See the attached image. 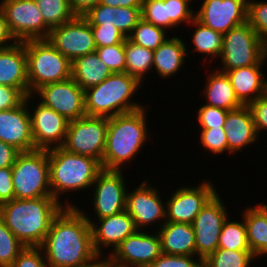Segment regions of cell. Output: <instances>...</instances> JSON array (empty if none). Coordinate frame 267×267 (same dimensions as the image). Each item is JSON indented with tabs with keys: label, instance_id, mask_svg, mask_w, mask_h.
<instances>
[{
	"label": "cell",
	"instance_id": "obj_1",
	"mask_svg": "<svg viewBox=\"0 0 267 267\" xmlns=\"http://www.w3.org/2000/svg\"><path fill=\"white\" fill-rule=\"evenodd\" d=\"M40 247L48 267H84L101 258L92 245L90 223L77 207L61 210Z\"/></svg>",
	"mask_w": 267,
	"mask_h": 267
},
{
	"label": "cell",
	"instance_id": "obj_2",
	"mask_svg": "<svg viewBox=\"0 0 267 267\" xmlns=\"http://www.w3.org/2000/svg\"><path fill=\"white\" fill-rule=\"evenodd\" d=\"M63 203L52 196L12 199L0 205V218L25 247H40L61 210L77 207L68 201Z\"/></svg>",
	"mask_w": 267,
	"mask_h": 267
},
{
	"label": "cell",
	"instance_id": "obj_3",
	"mask_svg": "<svg viewBox=\"0 0 267 267\" xmlns=\"http://www.w3.org/2000/svg\"><path fill=\"white\" fill-rule=\"evenodd\" d=\"M146 114L143 107L130 113L108 117L102 169L122 170L124 163L135 159L149 136Z\"/></svg>",
	"mask_w": 267,
	"mask_h": 267
},
{
	"label": "cell",
	"instance_id": "obj_4",
	"mask_svg": "<svg viewBox=\"0 0 267 267\" xmlns=\"http://www.w3.org/2000/svg\"><path fill=\"white\" fill-rule=\"evenodd\" d=\"M50 190L60 201L61 193L92 188L101 163L86 155L70 153L62 147L48 150Z\"/></svg>",
	"mask_w": 267,
	"mask_h": 267
},
{
	"label": "cell",
	"instance_id": "obj_5",
	"mask_svg": "<svg viewBox=\"0 0 267 267\" xmlns=\"http://www.w3.org/2000/svg\"><path fill=\"white\" fill-rule=\"evenodd\" d=\"M141 85L126 72L112 73L97 86L84 90L86 116L112 117L145 107L132 101Z\"/></svg>",
	"mask_w": 267,
	"mask_h": 267
},
{
	"label": "cell",
	"instance_id": "obj_6",
	"mask_svg": "<svg viewBox=\"0 0 267 267\" xmlns=\"http://www.w3.org/2000/svg\"><path fill=\"white\" fill-rule=\"evenodd\" d=\"M29 95L41 86L71 78L72 62L47 39L25 41Z\"/></svg>",
	"mask_w": 267,
	"mask_h": 267
},
{
	"label": "cell",
	"instance_id": "obj_7",
	"mask_svg": "<svg viewBox=\"0 0 267 267\" xmlns=\"http://www.w3.org/2000/svg\"><path fill=\"white\" fill-rule=\"evenodd\" d=\"M12 183L15 199L52 196L48 150L20 152L12 166Z\"/></svg>",
	"mask_w": 267,
	"mask_h": 267
},
{
	"label": "cell",
	"instance_id": "obj_8",
	"mask_svg": "<svg viewBox=\"0 0 267 267\" xmlns=\"http://www.w3.org/2000/svg\"><path fill=\"white\" fill-rule=\"evenodd\" d=\"M219 71L250 65H263L267 60V43L246 22L223 34Z\"/></svg>",
	"mask_w": 267,
	"mask_h": 267
},
{
	"label": "cell",
	"instance_id": "obj_9",
	"mask_svg": "<svg viewBox=\"0 0 267 267\" xmlns=\"http://www.w3.org/2000/svg\"><path fill=\"white\" fill-rule=\"evenodd\" d=\"M107 128L108 117L84 116L71 120L62 148L70 153L90 156L102 163Z\"/></svg>",
	"mask_w": 267,
	"mask_h": 267
},
{
	"label": "cell",
	"instance_id": "obj_10",
	"mask_svg": "<svg viewBox=\"0 0 267 267\" xmlns=\"http://www.w3.org/2000/svg\"><path fill=\"white\" fill-rule=\"evenodd\" d=\"M0 8L17 42L47 39L51 29L44 23L35 0H1Z\"/></svg>",
	"mask_w": 267,
	"mask_h": 267
},
{
	"label": "cell",
	"instance_id": "obj_11",
	"mask_svg": "<svg viewBox=\"0 0 267 267\" xmlns=\"http://www.w3.org/2000/svg\"><path fill=\"white\" fill-rule=\"evenodd\" d=\"M223 200L217 192L195 217L192 226L195 234L196 257L204 261L218 249L219 236L229 217Z\"/></svg>",
	"mask_w": 267,
	"mask_h": 267
},
{
	"label": "cell",
	"instance_id": "obj_12",
	"mask_svg": "<svg viewBox=\"0 0 267 267\" xmlns=\"http://www.w3.org/2000/svg\"><path fill=\"white\" fill-rule=\"evenodd\" d=\"M158 232L137 230L123 240L105 260L115 267H149L160 255Z\"/></svg>",
	"mask_w": 267,
	"mask_h": 267
},
{
	"label": "cell",
	"instance_id": "obj_13",
	"mask_svg": "<svg viewBox=\"0 0 267 267\" xmlns=\"http://www.w3.org/2000/svg\"><path fill=\"white\" fill-rule=\"evenodd\" d=\"M47 41L71 62L97 48L91 25L83 16L52 28Z\"/></svg>",
	"mask_w": 267,
	"mask_h": 267
},
{
	"label": "cell",
	"instance_id": "obj_14",
	"mask_svg": "<svg viewBox=\"0 0 267 267\" xmlns=\"http://www.w3.org/2000/svg\"><path fill=\"white\" fill-rule=\"evenodd\" d=\"M40 103L63 115L69 121L86 116L84 90L72 79L49 83L34 92Z\"/></svg>",
	"mask_w": 267,
	"mask_h": 267
},
{
	"label": "cell",
	"instance_id": "obj_15",
	"mask_svg": "<svg viewBox=\"0 0 267 267\" xmlns=\"http://www.w3.org/2000/svg\"><path fill=\"white\" fill-rule=\"evenodd\" d=\"M122 170L102 169L92 186L95 187L93 207L99 219L112 216L126 209L127 187Z\"/></svg>",
	"mask_w": 267,
	"mask_h": 267
},
{
	"label": "cell",
	"instance_id": "obj_16",
	"mask_svg": "<svg viewBox=\"0 0 267 267\" xmlns=\"http://www.w3.org/2000/svg\"><path fill=\"white\" fill-rule=\"evenodd\" d=\"M173 193L165 202L166 222L192 224L204 205L217 191L212 182L204 180L197 187L182 186Z\"/></svg>",
	"mask_w": 267,
	"mask_h": 267
},
{
	"label": "cell",
	"instance_id": "obj_17",
	"mask_svg": "<svg viewBox=\"0 0 267 267\" xmlns=\"http://www.w3.org/2000/svg\"><path fill=\"white\" fill-rule=\"evenodd\" d=\"M248 0H203L195 19L222 34L247 22Z\"/></svg>",
	"mask_w": 267,
	"mask_h": 267
},
{
	"label": "cell",
	"instance_id": "obj_18",
	"mask_svg": "<svg viewBox=\"0 0 267 267\" xmlns=\"http://www.w3.org/2000/svg\"><path fill=\"white\" fill-rule=\"evenodd\" d=\"M155 188L145 180L137 189L129 193L127 191L125 210L138 230L152 225L153 222H166V204L161 200L158 188Z\"/></svg>",
	"mask_w": 267,
	"mask_h": 267
},
{
	"label": "cell",
	"instance_id": "obj_19",
	"mask_svg": "<svg viewBox=\"0 0 267 267\" xmlns=\"http://www.w3.org/2000/svg\"><path fill=\"white\" fill-rule=\"evenodd\" d=\"M31 98L34 99L33 95H28L16 108L0 110V141L14 146L20 152L35 150L28 107Z\"/></svg>",
	"mask_w": 267,
	"mask_h": 267
},
{
	"label": "cell",
	"instance_id": "obj_20",
	"mask_svg": "<svg viewBox=\"0 0 267 267\" xmlns=\"http://www.w3.org/2000/svg\"><path fill=\"white\" fill-rule=\"evenodd\" d=\"M33 110L30 117L35 150L62 147L69 120L40 102Z\"/></svg>",
	"mask_w": 267,
	"mask_h": 267
},
{
	"label": "cell",
	"instance_id": "obj_21",
	"mask_svg": "<svg viewBox=\"0 0 267 267\" xmlns=\"http://www.w3.org/2000/svg\"><path fill=\"white\" fill-rule=\"evenodd\" d=\"M86 219L90 223L92 245L95 253L101 258L103 253L101 251L103 247L111 246L112 250L125 240L128 236L134 234L138 229L135 226V222L126 210L108 216L102 219H97L99 225H96L94 220L92 221L85 212L81 211ZM99 226V227H98Z\"/></svg>",
	"mask_w": 267,
	"mask_h": 267
},
{
	"label": "cell",
	"instance_id": "obj_22",
	"mask_svg": "<svg viewBox=\"0 0 267 267\" xmlns=\"http://www.w3.org/2000/svg\"><path fill=\"white\" fill-rule=\"evenodd\" d=\"M0 85L19 89L29 95L25 41L0 48Z\"/></svg>",
	"mask_w": 267,
	"mask_h": 267
},
{
	"label": "cell",
	"instance_id": "obj_23",
	"mask_svg": "<svg viewBox=\"0 0 267 267\" xmlns=\"http://www.w3.org/2000/svg\"><path fill=\"white\" fill-rule=\"evenodd\" d=\"M224 129L229 154L240 152L241 149L255 143L259 138L247 105L228 111Z\"/></svg>",
	"mask_w": 267,
	"mask_h": 267
},
{
	"label": "cell",
	"instance_id": "obj_24",
	"mask_svg": "<svg viewBox=\"0 0 267 267\" xmlns=\"http://www.w3.org/2000/svg\"><path fill=\"white\" fill-rule=\"evenodd\" d=\"M261 67L263 66L250 65L222 71L228 76L236 97L243 105H248L267 93V79Z\"/></svg>",
	"mask_w": 267,
	"mask_h": 267
},
{
	"label": "cell",
	"instance_id": "obj_25",
	"mask_svg": "<svg viewBox=\"0 0 267 267\" xmlns=\"http://www.w3.org/2000/svg\"><path fill=\"white\" fill-rule=\"evenodd\" d=\"M159 225L160 228L157 232L163 254L196 256L195 234L192 224L162 222Z\"/></svg>",
	"mask_w": 267,
	"mask_h": 267
},
{
	"label": "cell",
	"instance_id": "obj_26",
	"mask_svg": "<svg viewBox=\"0 0 267 267\" xmlns=\"http://www.w3.org/2000/svg\"><path fill=\"white\" fill-rule=\"evenodd\" d=\"M187 46L180 37H171L154 50L153 68L163 79L169 78L183 67Z\"/></svg>",
	"mask_w": 267,
	"mask_h": 267
},
{
	"label": "cell",
	"instance_id": "obj_27",
	"mask_svg": "<svg viewBox=\"0 0 267 267\" xmlns=\"http://www.w3.org/2000/svg\"><path fill=\"white\" fill-rule=\"evenodd\" d=\"M206 86L203 89L204 96L207 98L206 105L223 108L231 111L243 106L238 100L230 80L225 72L216 69L207 75Z\"/></svg>",
	"mask_w": 267,
	"mask_h": 267
},
{
	"label": "cell",
	"instance_id": "obj_28",
	"mask_svg": "<svg viewBox=\"0 0 267 267\" xmlns=\"http://www.w3.org/2000/svg\"><path fill=\"white\" fill-rule=\"evenodd\" d=\"M243 220L246 225L247 242L255 257L267 255V205L258 204L245 209Z\"/></svg>",
	"mask_w": 267,
	"mask_h": 267
},
{
	"label": "cell",
	"instance_id": "obj_29",
	"mask_svg": "<svg viewBox=\"0 0 267 267\" xmlns=\"http://www.w3.org/2000/svg\"><path fill=\"white\" fill-rule=\"evenodd\" d=\"M111 74L96 52L78 57L72 62L71 78L83 90L97 86Z\"/></svg>",
	"mask_w": 267,
	"mask_h": 267
},
{
	"label": "cell",
	"instance_id": "obj_30",
	"mask_svg": "<svg viewBox=\"0 0 267 267\" xmlns=\"http://www.w3.org/2000/svg\"><path fill=\"white\" fill-rule=\"evenodd\" d=\"M126 73L143 83L144 76L153 68L154 51L125 40Z\"/></svg>",
	"mask_w": 267,
	"mask_h": 267
},
{
	"label": "cell",
	"instance_id": "obj_31",
	"mask_svg": "<svg viewBox=\"0 0 267 267\" xmlns=\"http://www.w3.org/2000/svg\"><path fill=\"white\" fill-rule=\"evenodd\" d=\"M190 25L197 26L192 36L195 54L199 52L201 54L203 53V56L208 55L209 58L212 56V60L213 57H220L223 45V34L204 26L195 18L191 21Z\"/></svg>",
	"mask_w": 267,
	"mask_h": 267
},
{
	"label": "cell",
	"instance_id": "obj_32",
	"mask_svg": "<svg viewBox=\"0 0 267 267\" xmlns=\"http://www.w3.org/2000/svg\"><path fill=\"white\" fill-rule=\"evenodd\" d=\"M41 11L44 23L50 28L60 26L73 20L76 14L72 11L69 0H35Z\"/></svg>",
	"mask_w": 267,
	"mask_h": 267
},
{
	"label": "cell",
	"instance_id": "obj_33",
	"mask_svg": "<svg viewBox=\"0 0 267 267\" xmlns=\"http://www.w3.org/2000/svg\"><path fill=\"white\" fill-rule=\"evenodd\" d=\"M218 249L231 251H251L247 242L246 225L239 220L230 221L229 217L222 226Z\"/></svg>",
	"mask_w": 267,
	"mask_h": 267
},
{
	"label": "cell",
	"instance_id": "obj_34",
	"mask_svg": "<svg viewBox=\"0 0 267 267\" xmlns=\"http://www.w3.org/2000/svg\"><path fill=\"white\" fill-rule=\"evenodd\" d=\"M127 39L154 51L166 41L168 37L166 36L165 29L155 26L141 18Z\"/></svg>",
	"mask_w": 267,
	"mask_h": 267
},
{
	"label": "cell",
	"instance_id": "obj_35",
	"mask_svg": "<svg viewBox=\"0 0 267 267\" xmlns=\"http://www.w3.org/2000/svg\"><path fill=\"white\" fill-rule=\"evenodd\" d=\"M254 258L251 251L217 249L203 261V267H249Z\"/></svg>",
	"mask_w": 267,
	"mask_h": 267
},
{
	"label": "cell",
	"instance_id": "obj_36",
	"mask_svg": "<svg viewBox=\"0 0 267 267\" xmlns=\"http://www.w3.org/2000/svg\"><path fill=\"white\" fill-rule=\"evenodd\" d=\"M25 246L0 218V267H11Z\"/></svg>",
	"mask_w": 267,
	"mask_h": 267
},
{
	"label": "cell",
	"instance_id": "obj_37",
	"mask_svg": "<svg viewBox=\"0 0 267 267\" xmlns=\"http://www.w3.org/2000/svg\"><path fill=\"white\" fill-rule=\"evenodd\" d=\"M95 52L112 73L126 72L125 41L112 46L96 48Z\"/></svg>",
	"mask_w": 267,
	"mask_h": 267
},
{
	"label": "cell",
	"instance_id": "obj_38",
	"mask_svg": "<svg viewBox=\"0 0 267 267\" xmlns=\"http://www.w3.org/2000/svg\"><path fill=\"white\" fill-rule=\"evenodd\" d=\"M247 23L267 43V2L247 1Z\"/></svg>",
	"mask_w": 267,
	"mask_h": 267
},
{
	"label": "cell",
	"instance_id": "obj_39",
	"mask_svg": "<svg viewBox=\"0 0 267 267\" xmlns=\"http://www.w3.org/2000/svg\"><path fill=\"white\" fill-rule=\"evenodd\" d=\"M141 17L155 26L169 29L167 4H164V0H143Z\"/></svg>",
	"mask_w": 267,
	"mask_h": 267
},
{
	"label": "cell",
	"instance_id": "obj_40",
	"mask_svg": "<svg viewBox=\"0 0 267 267\" xmlns=\"http://www.w3.org/2000/svg\"><path fill=\"white\" fill-rule=\"evenodd\" d=\"M201 146L213 154H221L228 151V141L224 127L201 128Z\"/></svg>",
	"mask_w": 267,
	"mask_h": 267
},
{
	"label": "cell",
	"instance_id": "obj_41",
	"mask_svg": "<svg viewBox=\"0 0 267 267\" xmlns=\"http://www.w3.org/2000/svg\"><path fill=\"white\" fill-rule=\"evenodd\" d=\"M190 2L192 0H164V4H167L169 29L184 22L191 23L195 18V11L190 7Z\"/></svg>",
	"mask_w": 267,
	"mask_h": 267
},
{
	"label": "cell",
	"instance_id": "obj_42",
	"mask_svg": "<svg viewBox=\"0 0 267 267\" xmlns=\"http://www.w3.org/2000/svg\"><path fill=\"white\" fill-rule=\"evenodd\" d=\"M91 29L97 48L120 44L127 39L122 32L114 26L91 25Z\"/></svg>",
	"mask_w": 267,
	"mask_h": 267
},
{
	"label": "cell",
	"instance_id": "obj_43",
	"mask_svg": "<svg viewBox=\"0 0 267 267\" xmlns=\"http://www.w3.org/2000/svg\"><path fill=\"white\" fill-rule=\"evenodd\" d=\"M228 110L204 104L198 110V121L201 128L224 127Z\"/></svg>",
	"mask_w": 267,
	"mask_h": 267
},
{
	"label": "cell",
	"instance_id": "obj_44",
	"mask_svg": "<svg viewBox=\"0 0 267 267\" xmlns=\"http://www.w3.org/2000/svg\"><path fill=\"white\" fill-rule=\"evenodd\" d=\"M142 8L116 7V28L127 38L138 24Z\"/></svg>",
	"mask_w": 267,
	"mask_h": 267
},
{
	"label": "cell",
	"instance_id": "obj_45",
	"mask_svg": "<svg viewBox=\"0 0 267 267\" xmlns=\"http://www.w3.org/2000/svg\"><path fill=\"white\" fill-rule=\"evenodd\" d=\"M83 17L90 25H108L116 27V7L98 4L91 8Z\"/></svg>",
	"mask_w": 267,
	"mask_h": 267
},
{
	"label": "cell",
	"instance_id": "obj_46",
	"mask_svg": "<svg viewBox=\"0 0 267 267\" xmlns=\"http://www.w3.org/2000/svg\"><path fill=\"white\" fill-rule=\"evenodd\" d=\"M11 267H48V264L41 247H25Z\"/></svg>",
	"mask_w": 267,
	"mask_h": 267
},
{
	"label": "cell",
	"instance_id": "obj_47",
	"mask_svg": "<svg viewBox=\"0 0 267 267\" xmlns=\"http://www.w3.org/2000/svg\"><path fill=\"white\" fill-rule=\"evenodd\" d=\"M194 258V256L162 253L149 267H203V261L199 258L194 260Z\"/></svg>",
	"mask_w": 267,
	"mask_h": 267
},
{
	"label": "cell",
	"instance_id": "obj_48",
	"mask_svg": "<svg viewBox=\"0 0 267 267\" xmlns=\"http://www.w3.org/2000/svg\"><path fill=\"white\" fill-rule=\"evenodd\" d=\"M247 106L251 111L253 122L259 136L260 131H263V129L267 130V93L258 97Z\"/></svg>",
	"mask_w": 267,
	"mask_h": 267
},
{
	"label": "cell",
	"instance_id": "obj_49",
	"mask_svg": "<svg viewBox=\"0 0 267 267\" xmlns=\"http://www.w3.org/2000/svg\"><path fill=\"white\" fill-rule=\"evenodd\" d=\"M25 98L26 96L19 89L0 85V110L16 108Z\"/></svg>",
	"mask_w": 267,
	"mask_h": 267
},
{
	"label": "cell",
	"instance_id": "obj_50",
	"mask_svg": "<svg viewBox=\"0 0 267 267\" xmlns=\"http://www.w3.org/2000/svg\"><path fill=\"white\" fill-rule=\"evenodd\" d=\"M15 199L12 183V167L0 169V205Z\"/></svg>",
	"mask_w": 267,
	"mask_h": 267
},
{
	"label": "cell",
	"instance_id": "obj_51",
	"mask_svg": "<svg viewBox=\"0 0 267 267\" xmlns=\"http://www.w3.org/2000/svg\"><path fill=\"white\" fill-rule=\"evenodd\" d=\"M19 153L14 146L0 141V169L12 167Z\"/></svg>",
	"mask_w": 267,
	"mask_h": 267
},
{
	"label": "cell",
	"instance_id": "obj_52",
	"mask_svg": "<svg viewBox=\"0 0 267 267\" xmlns=\"http://www.w3.org/2000/svg\"><path fill=\"white\" fill-rule=\"evenodd\" d=\"M14 40V41H13ZM11 42V43H9ZM17 41L9 31L4 13L0 8V48H5L15 44Z\"/></svg>",
	"mask_w": 267,
	"mask_h": 267
},
{
	"label": "cell",
	"instance_id": "obj_53",
	"mask_svg": "<svg viewBox=\"0 0 267 267\" xmlns=\"http://www.w3.org/2000/svg\"><path fill=\"white\" fill-rule=\"evenodd\" d=\"M69 2L76 16H84L91 8L97 6L100 0H69Z\"/></svg>",
	"mask_w": 267,
	"mask_h": 267
},
{
	"label": "cell",
	"instance_id": "obj_54",
	"mask_svg": "<svg viewBox=\"0 0 267 267\" xmlns=\"http://www.w3.org/2000/svg\"><path fill=\"white\" fill-rule=\"evenodd\" d=\"M143 0H100L99 4L110 7L142 8Z\"/></svg>",
	"mask_w": 267,
	"mask_h": 267
},
{
	"label": "cell",
	"instance_id": "obj_55",
	"mask_svg": "<svg viewBox=\"0 0 267 267\" xmlns=\"http://www.w3.org/2000/svg\"><path fill=\"white\" fill-rule=\"evenodd\" d=\"M100 259L101 258H99L94 264L87 265V266H84V267H99L105 261V256L101 260Z\"/></svg>",
	"mask_w": 267,
	"mask_h": 267
},
{
	"label": "cell",
	"instance_id": "obj_56",
	"mask_svg": "<svg viewBox=\"0 0 267 267\" xmlns=\"http://www.w3.org/2000/svg\"><path fill=\"white\" fill-rule=\"evenodd\" d=\"M99 267H115L110 265L106 260Z\"/></svg>",
	"mask_w": 267,
	"mask_h": 267
}]
</instances>
